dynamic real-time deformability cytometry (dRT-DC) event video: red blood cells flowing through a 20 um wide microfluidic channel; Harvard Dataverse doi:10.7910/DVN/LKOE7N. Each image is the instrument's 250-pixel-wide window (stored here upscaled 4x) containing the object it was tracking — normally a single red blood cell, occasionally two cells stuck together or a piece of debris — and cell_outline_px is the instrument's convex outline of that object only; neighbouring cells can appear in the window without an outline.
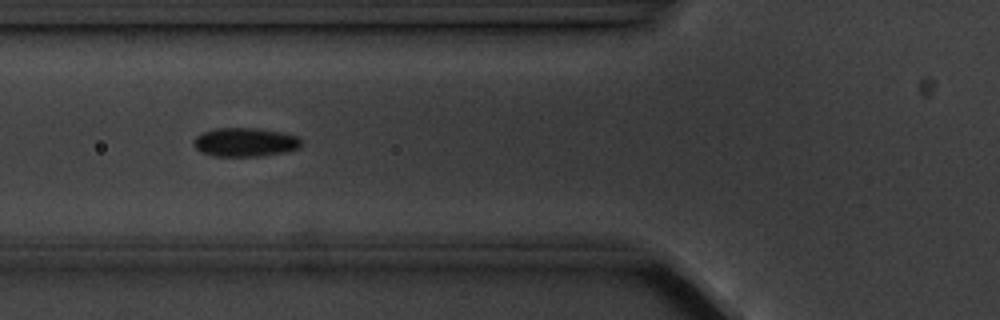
{"species": "common noctule bat (a hibernating species)", "species_latin": "Nyctalus noctula", "temperature_condition": "cold", "stored_images_in_passage": 7, "camera_frame_rate_fps": 3000, "um_per_image_px": 0.085, "animal": {"sex": "male", "body_mass_g": 20.1, "forearm_length_mm": 53.5}, "frame": {"image": 1, "passage_image": 3, "time_ms": 2.333, "image_size_px": [1000, 320], "cell_outline_px": [[300, 148], [284, 152], [260, 156], [212, 156], [200, 152], [192, 144], [192, 140], [196, 136], [204, 132], [216, 128], [256, 128], [284, 132], [296, 136], [300, 140]], "centroid_in_image_um": [20.8, 12.09], "position_along_channel_um": 105.0, "area_um2": 18.15}}
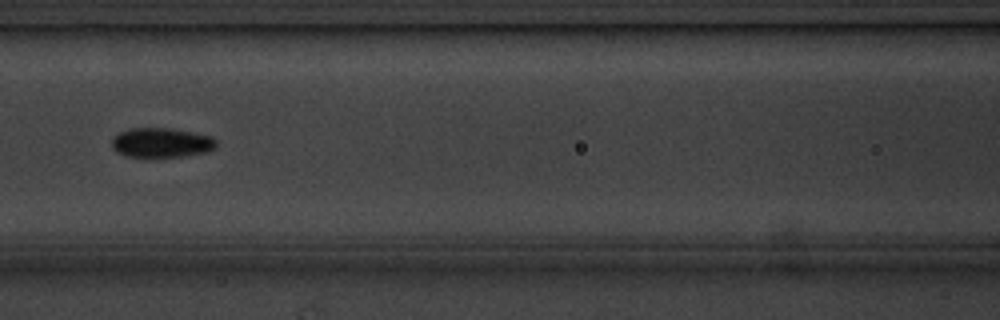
{"frame": {"image": 2, "passage_image": 4, "time_ms": 3.667, "image_size_px": [1000, 320], "cell_outline_px": [[216, 148], [208, 152], [180, 156], [128, 156], [116, 152], [112, 148], [112, 140], [120, 132], [132, 128], [172, 128], [212, 136], [216, 140]], "centroid_in_image_um": [13.75, 12.11], "position_along_channel_um": 152.8, "area_um2": 17.86}}